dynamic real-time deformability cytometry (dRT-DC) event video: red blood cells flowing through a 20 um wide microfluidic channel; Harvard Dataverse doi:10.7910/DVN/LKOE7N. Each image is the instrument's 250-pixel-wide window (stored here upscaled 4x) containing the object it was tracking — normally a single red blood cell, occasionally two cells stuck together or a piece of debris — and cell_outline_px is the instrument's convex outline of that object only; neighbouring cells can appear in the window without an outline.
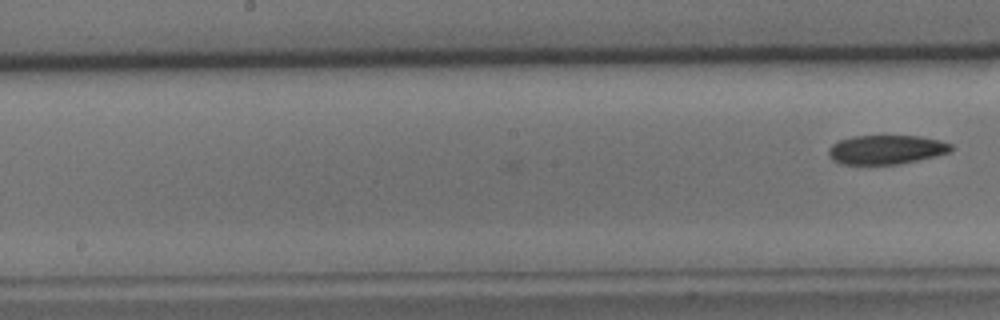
{"species": "common noctule bat (a hibernating species)", "species_latin": "Nyctalus noctula", "temperature_condition": "cold", "stored_images_in_passage": 21, "camera_frame_rate_fps": 3000, "um_per_image_px": 0.085, "animal": {"sex": "male", "body_mass_g": 15.6}, "frame": {"image": 1, "passage_image": 21, "time_ms": 6.667, "image_size_px": [1000, 320], "cell_outline_px": [[952, 152], [936, 156], [900, 164], [840, 164], [832, 160], [828, 156], [828, 148], [832, 144], [840, 140], [852, 136], [920, 136], [940, 140], [952, 144]], "centroid_in_image_um": [75.33, 12.72], "position_along_channel_um": 172.9, "area_um2": 20.98}}